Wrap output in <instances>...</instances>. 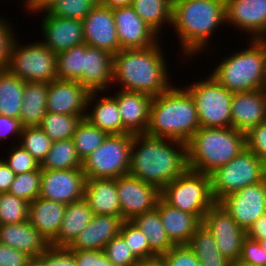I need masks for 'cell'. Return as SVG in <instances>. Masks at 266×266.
Segmentation results:
<instances>
[{
	"label": "cell",
	"mask_w": 266,
	"mask_h": 266,
	"mask_svg": "<svg viewBox=\"0 0 266 266\" xmlns=\"http://www.w3.org/2000/svg\"><path fill=\"white\" fill-rule=\"evenodd\" d=\"M187 169L185 143L145 133L133 135L129 175L161 191Z\"/></svg>",
	"instance_id": "obj_1"
},
{
	"label": "cell",
	"mask_w": 266,
	"mask_h": 266,
	"mask_svg": "<svg viewBox=\"0 0 266 266\" xmlns=\"http://www.w3.org/2000/svg\"><path fill=\"white\" fill-rule=\"evenodd\" d=\"M160 43L159 40L146 49H121L114 54L112 86L118 84L120 90L142 92L153 97L168 90L173 84Z\"/></svg>",
	"instance_id": "obj_2"
},
{
	"label": "cell",
	"mask_w": 266,
	"mask_h": 266,
	"mask_svg": "<svg viewBox=\"0 0 266 266\" xmlns=\"http://www.w3.org/2000/svg\"><path fill=\"white\" fill-rule=\"evenodd\" d=\"M224 23L227 26L225 0L172 1L171 26L179 38L184 59L202 54L215 29Z\"/></svg>",
	"instance_id": "obj_3"
},
{
	"label": "cell",
	"mask_w": 266,
	"mask_h": 266,
	"mask_svg": "<svg viewBox=\"0 0 266 266\" xmlns=\"http://www.w3.org/2000/svg\"><path fill=\"white\" fill-rule=\"evenodd\" d=\"M174 84L153 97L145 134L187 143L200 128L196 106L191 94Z\"/></svg>",
	"instance_id": "obj_4"
},
{
	"label": "cell",
	"mask_w": 266,
	"mask_h": 266,
	"mask_svg": "<svg viewBox=\"0 0 266 266\" xmlns=\"http://www.w3.org/2000/svg\"><path fill=\"white\" fill-rule=\"evenodd\" d=\"M186 145L188 169L211 174L246 148V135L233 127H200Z\"/></svg>",
	"instance_id": "obj_5"
},
{
	"label": "cell",
	"mask_w": 266,
	"mask_h": 266,
	"mask_svg": "<svg viewBox=\"0 0 266 266\" xmlns=\"http://www.w3.org/2000/svg\"><path fill=\"white\" fill-rule=\"evenodd\" d=\"M243 50L228 54L216 64L211 75L227 90L248 92L266 89V42L249 39Z\"/></svg>",
	"instance_id": "obj_6"
},
{
	"label": "cell",
	"mask_w": 266,
	"mask_h": 266,
	"mask_svg": "<svg viewBox=\"0 0 266 266\" xmlns=\"http://www.w3.org/2000/svg\"><path fill=\"white\" fill-rule=\"evenodd\" d=\"M161 199L170 206L197 216L201 221L216 203L209 174L187 169L161 191Z\"/></svg>",
	"instance_id": "obj_7"
},
{
	"label": "cell",
	"mask_w": 266,
	"mask_h": 266,
	"mask_svg": "<svg viewBox=\"0 0 266 266\" xmlns=\"http://www.w3.org/2000/svg\"><path fill=\"white\" fill-rule=\"evenodd\" d=\"M265 174L266 165L245 148L226 165L209 174L214 200L219 203L224 197L264 180Z\"/></svg>",
	"instance_id": "obj_8"
},
{
	"label": "cell",
	"mask_w": 266,
	"mask_h": 266,
	"mask_svg": "<svg viewBox=\"0 0 266 266\" xmlns=\"http://www.w3.org/2000/svg\"><path fill=\"white\" fill-rule=\"evenodd\" d=\"M192 96L200 127H232L231 101L234 93L212 75L184 87Z\"/></svg>",
	"instance_id": "obj_9"
},
{
	"label": "cell",
	"mask_w": 266,
	"mask_h": 266,
	"mask_svg": "<svg viewBox=\"0 0 266 266\" xmlns=\"http://www.w3.org/2000/svg\"><path fill=\"white\" fill-rule=\"evenodd\" d=\"M131 133L108 135L105 141L82 161L87 178H112L127 175L133 143Z\"/></svg>",
	"instance_id": "obj_10"
},
{
	"label": "cell",
	"mask_w": 266,
	"mask_h": 266,
	"mask_svg": "<svg viewBox=\"0 0 266 266\" xmlns=\"http://www.w3.org/2000/svg\"><path fill=\"white\" fill-rule=\"evenodd\" d=\"M18 36L12 47L7 69L25 82L50 83L57 80L56 54L41 41L19 43Z\"/></svg>",
	"instance_id": "obj_11"
},
{
	"label": "cell",
	"mask_w": 266,
	"mask_h": 266,
	"mask_svg": "<svg viewBox=\"0 0 266 266\" xmlns=\"http://www.w3.org/2000/svg\"><path fill=\"white\" fill-rule=\"evenodd\" d=\"M202 224L212 234L221 254L230 262L240 259L246 232L231 215L215 203L205 214Z\"/></svg>",
	"instance_id": "obj_12"
},
{
	"label": "cell",
	"mask_w": 266,
	"mask_h": 266,
	"mask_svg": "<svg viewBox=\"0 0 266 266\" xmlns=\"http://www.w3.org/2000/svg\"><path fill=\"white\" fill-rule=\"evenodd\" d=\"M116 187L121 206V217L131 221L136 216L156 208L161 198L160 190L129 174L116 178Z\"/></svg>",
	"instance_id": "obj_13"
},
{
	"label": "cell",
	"mask_w": 266,
	"mask_h": 266,
	"mask_svg": "<svg viewBox=\"0 0 266 266\" xmlns=\"http://www.w3.org/2000/svg\"><path fill=\"white\" fill-rule=\"evenodd\" d=\"M86 177L82 168L47 170L41 169L39 196L69 204L84 198Z\"/></svg>",
	"instance_id": "obj_14"
},
{
	"label": "cell",
	"mask_w": 266,
	"mask_h": 266,
	"mask_svg": "<svg viewBox=\"0 0 266 266\" xmlns=\"http://www.w3.org/2000/svg\"><path fill=\"white\" fill-rule=\"evenodd\" d=\"M219 204L246 231L266 213L264 180L224 197Z\"/></svg>",
	"instance_id": "obj_15"
},
{
	"label": "cell",
	"mask_w": 266,
	"mask_h": 266,
	"mask_svg": "<svg viewBox=\"0 0 266 266\" xmlns=\"http://www.w3.org/2000/svg\"><path fill=\"white\" fill-rule=\"evenodd\" d=\"M225 4L227 25L253 40L266 37V0H225Z\"/></svg>",
	"instance_id": "obj_16"
},
{
	"label": "cell",
	"mask_w": 266,
	"mask_h": 266,
	"mask_svg": "<svg viewBox=\"0 0 266 266\" xmlns=\"http://www.w3.org/2000/svg\"><path fill=\"white\" fill-rule=\"evenodd\" d=\"M85 44L111 55L121 50L113 10L98 3L82 20Z\"/></svg>",
	"instance_id": "obj_17"
},
{
	"label": "cell",
	"mask_w": 266,
	"mask_h": 266,
	"mask_svg": "<svg viewBox=\"0 0 266 266\" xmlns=\"http://www.w3.org/2000/svg\"><path fill=\"white\" fill-rule=\"evenodd\" d=\"M112 10L121 49H146L161 40L131 6Z\"/></svg>",
	"instance_id": "obj_18"
},
{
	"label": "cell",
	"mask_w": 266,
	"mask_h": 266,
	"mask_svg": "<svg viewBox=\"0 0 266 266\" xmlns=\"http://www.w3.org/2000/svg\"><path fill=\"white\" fill-rule=\"evenodd\" d=\"M40 21L43 41L55 54L85 43L82 20L52 16L47 11Z\"/></svg>",
	"instance_id": "obj_19"
},
{
	"label": "cell",
	"mask_w": 266,
	"mask_h": 266,
	"mask_svg": "<svg viewBox=\"0 0 266 266\" xmlns=\"http://www.w3.org/2000/svg\"><path fill=\"white\" fill-rule=\"evenodd\" d=\"M89 94L78 81L53 80L48 86L46 111L64 115H86Z\"/></svg>",
	"instance_id": "obj_20"
},
{
	"label": "cell",
	"mask_w": 266,
	"mask_h": 266,
	"mask_svg": "<svg viewBox=\"0 0 266 266\" xmlns=\"http://www.w3.org/2000/svg\"><path fill=\"white\" fill-rule=\"evenodd\" d=\"M113 55L85 44L81 78L78 82L89 92H102L112 87ZM111 84V85H110Z\"/></svg>",
	"instance_id": "obj_21"
},
{
	"label": "cell",
	"mask_w": 266,
	"mask_h": 266,
	"mask_svg": "<svg viewBox=\"0 0 266 266\" xmlns=\"http://www.w3.org/2000/svg\"><path fill=\"white\" fill-rule=\"evenodd\" d=\"M232 127L244 134L266 122V89L235 92L231 101Z\"/></svg>",
	"instance_id": "obj_22"
},
{
	"label": "cell",
	"mask_w": 266,
	"mask_h": 266,
	"mask_svg": "<svg viewBox=\"0 0 266 266\" xmlns=\"http://www.w3.org/2000/svg\"><path fill=\"white\" fill-rule=\"evenodd\" d=\"M116 99L123 123V134L145 133L149 123L153 96L134 91L117 90Z\"/></svg>",
	"instance_id": "obj_23"
},
{
	"label": "cell",
	"mask_w": 266,
	"mask_h": 266,
	"mask_svg": "<svg viewBox=\"0 0 266 266\" xmlns=\"http://www.w3.org/2000/svg\"><path fill=\"white\" fill-rule=\"evenodd\" d=\"M125 219L111 215H93L88 226L68 246L75 250H103L121 232Z\"/></svg>",
	"instance_id": "obj_24"
},
{
	"label": "cell",
	"mask_w": 266,
	"mask_h": 266,
	"mask_svg": "<svg viewBox=\"0 0 266 266\" xmlns=\"http://www.w3.org/2000/svg\"><path fill=\"white\" fill-rule=\"evenodd\" d=\"M84 199L94 215L121 217V206L116 187V179L87 178Z\"/></svg>",
	"instance_id": "obj_25"
},
{
	"label": "cell",
	"mask_w": 266,
	"mask_h": 266,
	"mask_svg": "<svg viewBox=\"0 0 266 266\" xmlns=\"http://www.w3.org/2000/svg\"><path fill=\"white\" fill-rule=\"evenodd\" d=\"M156 209L166 234L174 245H187L191 236L202 225L197 216L170 206L161 198L157 202Z\"/></svg>",
	"instance_id": "obj_26"
},
{
	"label": "cell",
	"mask_w": 266,
	"mask_h": 266,
	"mask_svg": "<svg viewBox=\"0 0 266 266\" xmlns=\"http://www.w3.org/2000/svg\"><path fill=\"white\" fill-rule=\"evenodd\" d=\"M98 94L101 92H90L85 119L108 135L123 134V123L116 99L111 93L109 96V94L105 95L102 92L103 97L99 95L100 98Z\"/></svg>",
	"instance_id": "obj_27"
},
{
	"label": "cell",
	"mask_w": 266,
	"mask_h": 266,
	"mask_svg": "<svg viewBox=\"0 0 266 266\" xmlns=\"http://www.w3.org/2000/svg\"><path fill=\"white\" fill-rule=\"evenodd\" d=\"M0 243L25 252L31 257L40 256L50 245L29 220L0 225Z\"/></svg>",
	"instance_id": "obj_28"
},
{
	"label": "cell",
	"mask_w": 266,
	"mask_h": 266,
	"mask_svg": "<svg viewBox=\"0 0 266 266\" xmlns=\"http://www.w3.org/2000/svg\"><path fill=\"white\" fill-rule=\"evenodd\" d=\"M66 204L38 197L29 203L30 224L50 243L58 234Z\"/></svg>",
	"instance_id": "obj_29"
},
{
	"label": "cell",
	"mask_w": 266,
	"mask_h": 266,
	"mask_svg": "<svg viewBox=\"0 0 266 266\" xmlns=\"http://www.w3.org/2000/svg\"><path fill=\"white\" fill-rule=\"evenodd\" d=\"M93 215L84 198L67 204L60 230L50 245L68 247L88 226Z\"/></svg>",
	"instance_id": "obj_30"
},
{
	"label": "cell",
	"mask_w": 266,
	"mask_h": 266,
	"mask_svg": "<svg viewBox=\"0 0 266 266\" xmlns=\"http://www.w3.org/2000/svg\"><path fill=\"white\" fill-rule=\"evenodd\" d=\"M49 83L25 82L20 121L23 127L39 126L46 114Z\"/></svg>",
	"instance_id": "obj_31"
},
{
	"label": "cell",
	"mask_w": 266,
	"mask_h": 266,
	"mask_svg": "<svg viewBox=\"0 0 266 266\" xmlns=\"http://www.w3.org/2000/svg\"><path fill=\"white\" fill-rule=\"evenodd\" d=\"M25 81L7 68L0 69V115L19 119Z\"/></svg>",
	"instance_id": "obj_32"
},
{
	"label": "cell",
	"mask_w": 266,
	"mask_h": 266,
	"mask_svg": "<svg viewBox=\"0 0 266 266\" xmlns=\"http://www.w3.org/2000/svg\"><path fill=\"white\" fill-rule=\"evenodd\" d=\"M131 222L146 236L150 249L157 256L167 253L174 246L166 234L156 208L136 216Z\"/></svg>",
	"instance_id": "obj_33"
},
{
	"label": "cell",
	"mask_w": 266,
	"mask_h": 266,
	"mask_svg": "<svg viewBox=\"0 0 266 266\" xmlns=\"http://www.w3.org/2000/svg\"><path fill=\"white\" fill-rule=\"evenodd\" d=\"M131 7L159 37L162 26L172 27V0H132Z\"/></svg>",
	"instance_id": "obj_34"
},
{
	"label": "cell",
	"mask_w": 266,
	"mask_h": 266,
	"mask_svg": "<svg viewBox=\"0 0 266 266\" xmlns=\"http://www.w3.org/2000/svg\"><path fill=\"white\" fill-rule=\"evenodd\" d=\"M40 168L47 170L82 168V161L77 155L72 138L53 142Z\"/></svg>",
	"instance_id": "obj_35"
},
{
	"label": "cell",
	"mask_w": 266,
	"mask_h": 266,
	"mask_svg": "<svg viewBox=\"0 0 266 266\" xmlns=\"http://www.w3.org/2000/svg\"><path fill=\"white\" fill-rule=\"evenodd\" d=\"M85 115H64L46 112L39 127L53 141L72 138L77 125Z\"/></svg>",
	"instance_id": "obj_36"
},
{
	"label": "cell",
	"mask_w": 266,
	"mask_h": 266,
	"mask_svg": "<svg viewBox=\"0 0 266 266\" xmlns=\"http://www.w3.org/2000/svg\"><path fill=\"white\" fill-rule=\"evenodd\" d=\"M108 134L83 118L72 136L77 155L83 161L93 153L107 138Z\"/></svg>",
	"instance_id": "obj_37"
},
{
	"label": "cell",
	"mask_w": 266,
	"mask_h": 266,
	"mask_svg": "<svg viewBox=\"0 0 266 266\" xmlns=\"http://www.w3.org/2000/svg\"><path fill=\"white\" fill-rule=\"evenodd\" d=\"M84 52L85 43L56 54V75L59 80L78 81L81 78Z\"/></svg>",
	"instance_id": "obj_38"
},
{
	"label": "cell",
	"mask_w": 266,
	"mask_h": 266,
	"mask_svg": "<svg viewBox=\"0 0 266 266\" xmlns=\"http://www.w3.org/2000/svg\"><path fill=\"white\" fill-rule=\"evenodd\" d=\"M20 138L18 144L41 164L51 149L53 141L39 126L23 127Z\"/></svg>",
	"instance_id": "obj_39"
},
{
	"label": "cell",
	"mask_w": 266,
	"mask_h": 266,
	"mask_svg": "<svg viewBox=\"0 0 266 266\" xmlns=\"http://www.w3.org/2000/svg\"><path fill=\"white\" fill-rule=\"evenodd\" d=\"M29 220V203L8 192L0 193V225Z\"/></svg>",
	"instance_id": "obj_40"
},
{
	"label": "cell",
	"mask_w": 266,
	"mask_h": 266,
	"mask_svg": "<svg viewBox=\"0 0 266 266\" xmlns=\"http://www.w3.org/2000/svg\"><path fill=\"white\" fill-rule=\"evenodd\" d=\"M41 186V168L17 174L8 193L22 198L28 203L39 197Z\"/></svg>",
	"instance_id": "obj_41"
},
{
	"label": "cell",
	"mask_w": 266,
	"mask_h": 266,
	"mask_svg": "<svg viewBox=\"0 0 266 266\" xmlns=\"http://www.w3.org/2000/svg\"><path fill=\"white\" fill-rule=\"evenodd\" d=\"M131 252L139 259H147L157 256L149 247L146 236L131 221H125L119 233Z\"/></svg>",
	"instance_id": "obj_42"
},
{
	"label": "cell",
	"mask_w": 266,
	"mask_h": 266,
	"mask_svg": "<svg viewBox=\"0 0 266 266\" xmlns=\"http://www.w3.org/2000/svg\"><path fill=\"white\" fill-rule=\"evenodd\" d=\"M98 0H60L47 12L52 16L83 20Z\"/></svg>",
	"instance_id": "obj_43"
},
{
	"label": "cell",
	"mask_w": 266,
	"mask_h": 266,
	"mask_svg": "<svg viewBox=\"0 0 266 266\" xmlns=\"http://www.w3.org/2000/svg\"><path fill=\"white\" fill-rule=\"evenodd\" d=\"M103 251L114 266H136L139 262L120 234L112 238Z\"/></svg>",
	"instance_id": "obj_44"
},
{
	"label": "cell",
	"mask_w": 266,
	"mask_h": 266,
	"mask_svg": "<svg viewBox=\"0 0 266 266\" xmlns=\"http://www.w3.org/2000/svg\"><path fill=\"white\" fill-rule=\"evenodd\" d=\"M9 153L8 159L2 158V160L16 175L37 170L40 167V163L20 144L14 143Z\"/></svg>",
	"instance_id": "obj_45"
},
{
	"label": "cell",
	"mask_w": 266,
	"mask_h": 266,
	"mask_svg": "<svg viewBox=\"0 0 266 266\" xmlns=\"http://www.w3.org/2000/svg\"><path fill=\"white\" fill-rule=\"evenodd\" d=\"M187 245L195 255L221 254L214 237L203 224L191 236Z\"/></svg>",
	"instance_id": "obj_46"
},
{
	"label": "cell",
	"mask_w": 266,
	"mask_h": 266,
	"mask_svg": "<svg viewBox=\"0 0 266 266\" xmlns=\"http://www.w3.org/2000/svg\"><path fill=\"white\" fill-rule=\"evenodd\" d=\"M1 16V15H0ZM0 17V69L7 68L10 63L12 47L16 41L15 30L9 20Z\"/></svg>",
	"instance_id": "obj_47"
},
{
	"label": "cell",
	"mask_w": 266,
	"mask_h": 266,
	"mask_svg": "<svg viewBox=\"0 0 266 266\" xmlns=\"http://www.w3.org/2000/svg\"><path fill=\"white\" fill-rule=\"evenodd\" d=\"M166 266H201L188 245H174L167 253L161 255Z\"/></svg>",
	"instance_id": "obj_48"
},
{
	"label": "cell",
	"mask_w": 266,
	"mask_h": 266,
	"mask_svg": "<svg viewBox=\"0 0 266 266\" xmlns=\"http://www.w3.org/2000/svg\"><path fill=\"white\" fill-rule=\"evenodd\" d=\"M40 257L46 266H77L74 252L66 246L49 245Z\"/></svg>",
	"instance_id": "obj_49"
},
{
	"label": "cell",
	"mask_w": 266,
	"mask_h": 266,
	"mask_svg": "<svg viewBox=\"0 0 266 266\" xmlns=\"http://www.w3.org/2000/svg\"><path fill=\"white\" fill-rule=\"evenodd\" d=\"M246 135V148L266 165V122L251 128Z\"/></svg>",
	"instance_id": "obj_50"
},
{
	"label": "cell",
	"mask_w": 266,
	"mask_h": 266,
	"mask_svg": "<svg viewBox=\"0 0 266 266\" xmlns=\"http://www.w3.org/2000/svg\"><path fill=\"white\" fill-rule=\"evenodd\" d=\"M238 261L251 266H266L264 250L260 243L248 237L243 241L241 256Z\"/></svg>",
	"instance_id": "obj_51"
},
{
	"label": "cell",
	"mask_w": 266,
	"mask_h": 266,
	"mask_svg": "<svg viewBox=\"0 0 266 266\" xmlns=\"http://www.w3.org/2000/svg\"><path fill=\"white\" fill-rule=\"evenodd\" d=\"M77 266H114L103 250H75Z\"/></svg>",
	"instance_id": "obj_52"
},
{
	"label": "cell",
	"mask_w": 266,
	"mask_h": 266,
	"mask_svg": "<svg viewBox=\"0 0 266 266\" xmlns=\"http://www.w3.org/2000/svg\"><path fill=\"white\" fill-rule=\"evenodd\" d=\"M30 258L27 253L0 243V266H25Z\"/></svg>",
	"instance_id": "obj_53"
},
{
	"label": "cell",
	"mask_w": 266,
	"mask_h": 266,
	"mask_svg": "<svg viewBox=\"0 0 266 266\" xmlns=\"http://www.w3.org/2000/svg\"><path fill=\"white\" fill-rule=\"evenodd\" d=\"M22 129L23 125L20 119L0 115V141L4 140V138L7 139V137L10 138L11 136L19 140Z\"/></svg>",
	"instance_id": "obj_54"
},
{
	"label": "cell",
	"mask_w": 266,
	"mask_h": 266,
	"mask_svg": "<svg viewBox=\"0 0 266 266\" xmlns=\"http://www.w3.org/2000/svg\"><path fill=\"white\" fill-rule=\"evenodd\" d=\"M246 237L259 241L266 238V213L252 224L246 231Z\"/></svg>",
	"instance_id": "obj_55"
},
{
	"label": "cell",
	"mask_w": 266,
	"mask_h": 266,
	"mask_svg": "<svg viewBox=\"0 0 266 266\" xmlns=\"http://www.w3.org/2000/svg\"><path fill=\"white\" fill-rule=\"evenodd\" d=\"M16 174L0 158V193L9 191Z\"/></svg>",
	"instance_id": "obj_56"
},
{
	"label": "cell",
	"mask_w": 266,
	"mask_h": 266,
	"mask_svg": "<svg viewBox=\"0 0 266 266\" xmlns=\"http://www.w3.org/2000/svg\"><path fill=\"white\" fill-rule=\"evenodd\" d=\"M60 0H23L24 8L28 12L34 14H39L41 12L47 11L52 5Z\"/></svg>",
	"instance_id": "obj_57"
},
{
	"label": "cell",
	"mask_w": 266,
	"mask_h": 266,
	"mask_svg": "<svg viewBox=\"0 0 266 266\" xmlns=\"http://www.w3.org/2000/svg\"><path fill=\"white\" fill-rule=\"evenodd\" d=\"M201 266H230L231 262L222 254L195 255Z\"/></svg>",
	"instance_id": "obj_58"
},
{
	"label": "cell",
	"mask_w": 266,
	"mask_h": 266,
	"mask_svg": "<svg viewBox=\"0 0 266 266\" xmlns=\"http://www.w3.org/2000/svg\"><path fill=\"white\" fill-rule=\"evenodd\" d=\"M98 4L110 9L131 6L132 0H98Z\"/></svg>",
	"instance_id": "obj_59"
},
{
	"label": "cell",
	"mask_w": 266,
	"mask_h": 266,
	"mask_svg": "<svg viewBox=\"0 0 266 266\" xmlns=\"http://www.w3.org/2000/svg\"><path fill=\"white\" fill-rule=\"evenodd\" d=\"M136 266H166L162 256L139 260Z\"/></svg>",
	"instance_id": "obj_60"
},
{
	"label": "cell",
	"mask_w": 266,
	"mask_h": 266,
	"mask_svg": "<svg viewBox=\"0 0 266 266\" xmlns=\"http://www.w3.org/2000/svg\"><path fill=\"white\" fill-rule=\"evenodd\" d=\"M25 266H46L45 261L40 257H31Z\"/></svg>",
	"instance_id": "obj_61"
},
{
	"label": "cell",
	"mask_w": 266,
	"mask_h": 266,
	"mask_svg": "<svg viewBox=\"0 0 266 266\" xmlns=\"http://www.w3.org/2000/svg\"><path fill=\"white\" fill-rule=\"evenodd\" d=\"M258 242L260 243L262 249L264 250L265 259H266V238L265 239H261Z\"/></svg>",
	"instance_id": "obj_62"
},
{
	"label": "cell",
	"mask_w": 266,
	"mask_h": 266,
	"mask_svg": "<svg viewBox=\"0 0 266 266\" xmlns=\"http://www.w3.org/2000/svg\"><path fill=\"white\" fill-rule=\"evenodd\" d=\"M230 266H251V265H246L244 263H241L240 261H235V262H231Z\"/></svg>",
	"instance_id": "obj_63"
},
{
	"label": "cell",
	"mask_w": 266,
	"mask_h": 266,
	"mask_svg": "<svg viewBox=\"0 0 266 266\" xmlns=\"http://www.w3.org/2000/svg\"><path fill=\"white\" fill-rule=\"evenodd\" d=\"M264 188H265V193H266V174H265V177H264Z\"/></svg>",
	"instance_id": "obj_64"
}]
</instances>
